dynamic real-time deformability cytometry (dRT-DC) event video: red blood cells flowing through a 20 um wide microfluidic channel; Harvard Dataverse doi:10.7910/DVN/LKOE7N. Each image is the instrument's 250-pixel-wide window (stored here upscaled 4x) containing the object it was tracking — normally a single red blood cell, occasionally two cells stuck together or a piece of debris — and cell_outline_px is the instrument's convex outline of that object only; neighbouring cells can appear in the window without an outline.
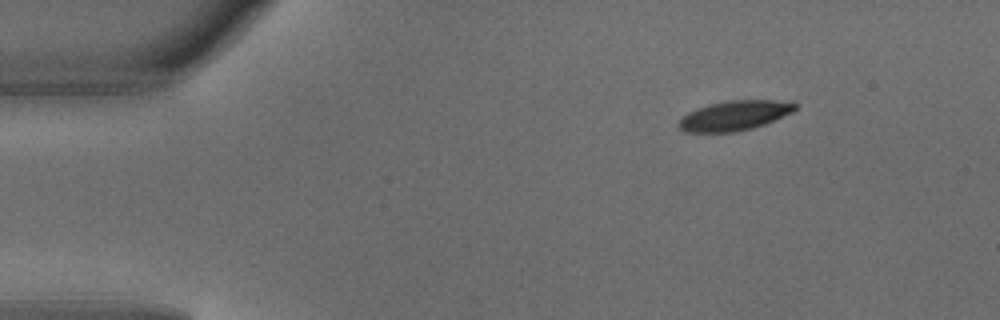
{"species": "common noctule bat (a hibernating species)", "species_latin": "Nyctalus noctula", "temperature_condition": "warm", "stored_images_in_passage": 3, "segment_of_instrument_passage": [2, 2], "camera_frame_rate_fps": 3000, "um_per_image_px": 0.085, "animal": {"sex": "male", "body_mass_g": 18.8}, "frame": {"image": 1, "passage_image": 3, "time_ms": 0.667, "image_size_px": [1000, 320], "cell_outline_px": [[796, 108], [792, 112], [764, 124], [752, 128], [736, 132], [684, 132], [676, 124], [680, 116], [696, 108], [708, 104], [728, 100], [772, 100], [796, 104]], "centroid_in_image_um": [62.33, 9.83], "position_along_channel_um": 22.7, "area_um2": 20.17}}